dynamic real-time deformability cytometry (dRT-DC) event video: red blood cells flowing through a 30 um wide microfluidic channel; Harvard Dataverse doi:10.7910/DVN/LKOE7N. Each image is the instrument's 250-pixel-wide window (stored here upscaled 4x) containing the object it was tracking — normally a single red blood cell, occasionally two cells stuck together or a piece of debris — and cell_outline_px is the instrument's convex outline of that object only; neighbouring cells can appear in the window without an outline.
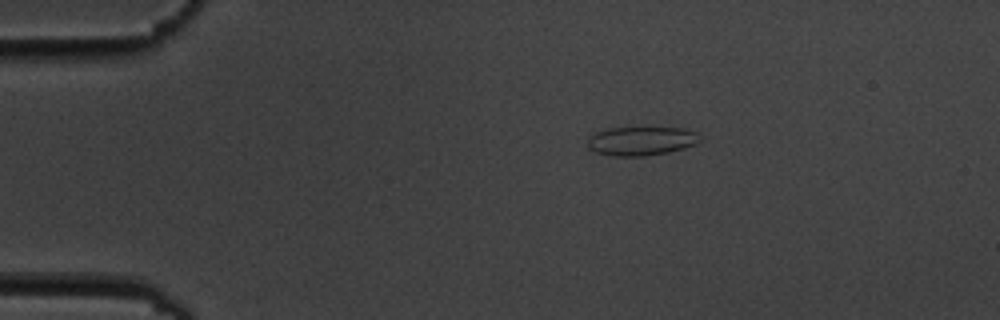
{"species": "common noctule bat (a hibernating species)", "species_latin": "Nyctalus noctula", "temperature_condition": "cold", "stored_images_in_passage": 5, "camera_frame_rate_fps": 3000, "um_per_image_px": 0.085, "animal": {"sex": "male", "body_mass_g": 19.5, "forearm_length_mm": 54.6}, "frame": {"image": 1, "passage_image": 1, "time_ms": 0.0, "image_size_px": [1000, 320], "cell_outline_px": [[700, 140], [696, 144], [684, 148], [668, 152], [644, 156], [616, 156], [596, 152], [588, 148], [588, 136], [596, 132], [608, 128], [684, 128], [696, 132]], "centroid_in_image_um": [54.49, 11.98], "position_along_channel_um": 30.5, "area_um2": 18.79}}
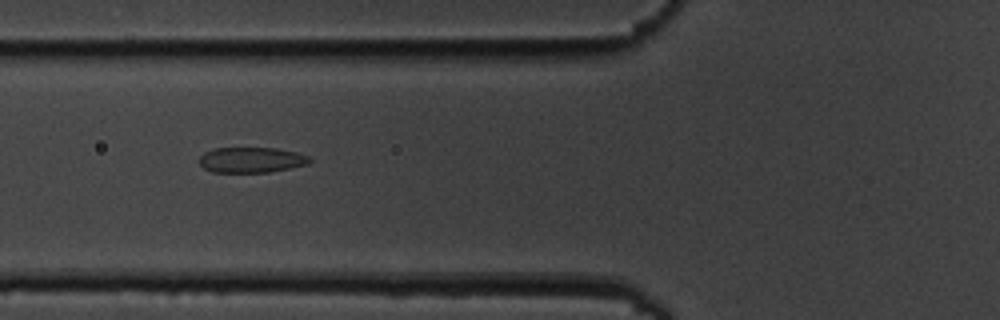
{"frame": {"image": 2, "passage_image": 4, "time_ms": 3.667, "image_size_px": [1000, 320], "cell_outline_px": [[312, 160], [308, 164], [268, 172], [212, 172], [204, 168], [200, 164], [200, 156], [204, 152], [216, 148], [276, 148], [296, 152], [308, 156]], "centroid_in_image_um": [21.36, 13.59], "position_along_channel_um": 104.4, "area_um2": 16.24}}
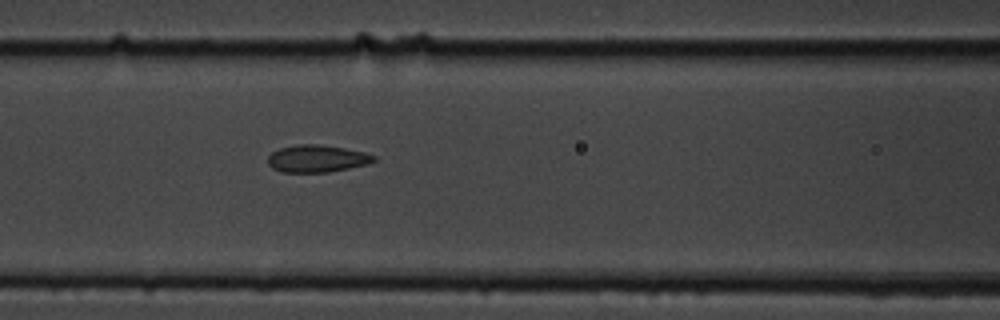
{"frame": {"image": 3, "passage_image": 5, "time_ms": 4.667, "image_size_px": [1000, 320], "cell_outline_px": [[376, 160], [368, 164], [328, 172], [280, 172], [272, 168], [268, 164], [268, 156], [272, 152], [280, 148], [296, 144], [316, 144], [344, 148], [364, 152], [376, 156]], "centroid_in_image_um": [26.92, 13.48], "position_along_channel_um": 139.7, "area_um2": 16.82}}